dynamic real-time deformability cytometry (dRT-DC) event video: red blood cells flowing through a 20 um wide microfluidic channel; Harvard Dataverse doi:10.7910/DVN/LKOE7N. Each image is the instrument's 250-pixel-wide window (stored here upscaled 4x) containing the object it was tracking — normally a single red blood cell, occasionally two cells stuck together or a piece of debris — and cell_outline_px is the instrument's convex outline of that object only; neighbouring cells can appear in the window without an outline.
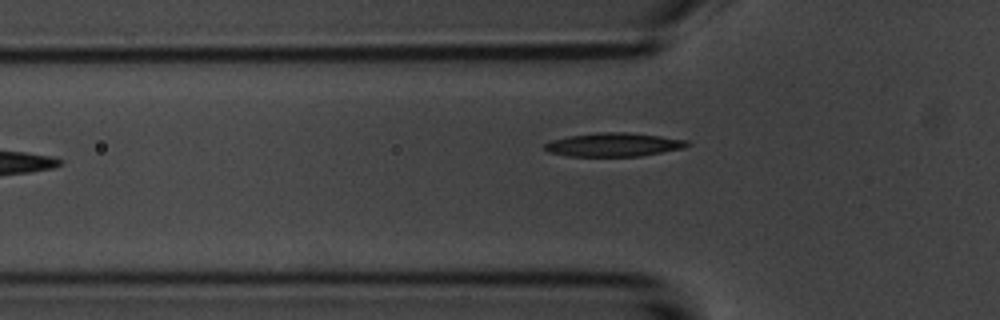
{"species": "common noctule bat (a hibernating species)", "species_latin": "Nyctalus noctula", "temperature_condition": "room temperature", "stored_images_in_passage": 5, "camera_frame_rate_fps": 3000, "um_per_image_px": 0.085, "animal": {"sex": "male", "body_mass_g": 20.1, "forearm_length_mm": 53.5}, "frame": {"image": 1, "passage_image": 5, "time_ms": 4.667, "image_size_px": [1000, 320], "cell_outline_px": [[692, 144], [684, 148], [640, 156], [568, 156], [548, 152], [544, 148], [544, 144], [552, 140], [568, 136], [600, 132], [628, 132], [660, 136], [688, 140]], "centroid_in_image_um": [52.18, 12.29], "position_along_channel_um": 73.6, "area_um2": 19.65}}